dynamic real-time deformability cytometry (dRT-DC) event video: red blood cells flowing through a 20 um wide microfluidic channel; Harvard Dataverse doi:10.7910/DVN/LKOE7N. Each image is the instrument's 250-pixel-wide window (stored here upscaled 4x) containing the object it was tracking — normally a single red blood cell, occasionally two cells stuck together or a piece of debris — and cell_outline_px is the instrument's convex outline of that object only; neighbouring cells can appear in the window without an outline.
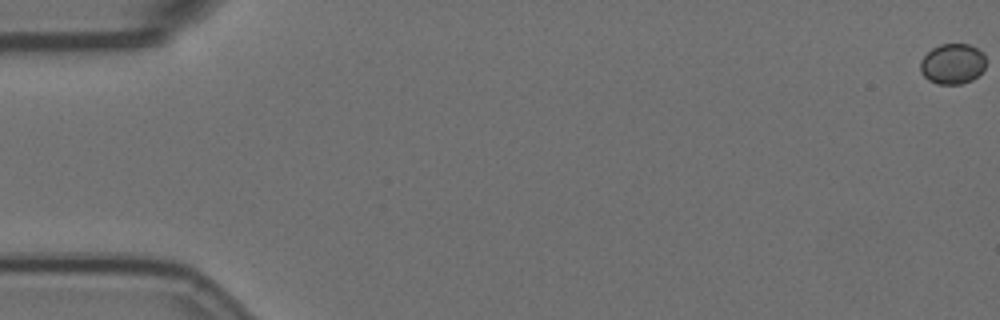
{"species": "Egyptian fruit bat (a non-hibernating species)", "species_latin": "Rousettus aegyptiacus", "temperature_condition": "room temperature", "stored_images_in_passage": 3, "camera_frame_rate_fps": 3000, "um_per_image_px": 0.085, "animal": {"sex": "female"}, "frame": {"image": 1, "passage_image": 1, "time_ms": 0.0, "image_size_px": [1000, 320], "cell_outline_px": [[984, 68], [972, 80], [960, 84], [936, 84], [928, 80], [920, 72], [920, 60], [932, 48], [940, 44], [968, 44], [976, 48], [984, 56]], "centroid_in_image_um": [80.92, 5.43], "position_along_channel_um": 4.1, "area_um2": 15.32}}